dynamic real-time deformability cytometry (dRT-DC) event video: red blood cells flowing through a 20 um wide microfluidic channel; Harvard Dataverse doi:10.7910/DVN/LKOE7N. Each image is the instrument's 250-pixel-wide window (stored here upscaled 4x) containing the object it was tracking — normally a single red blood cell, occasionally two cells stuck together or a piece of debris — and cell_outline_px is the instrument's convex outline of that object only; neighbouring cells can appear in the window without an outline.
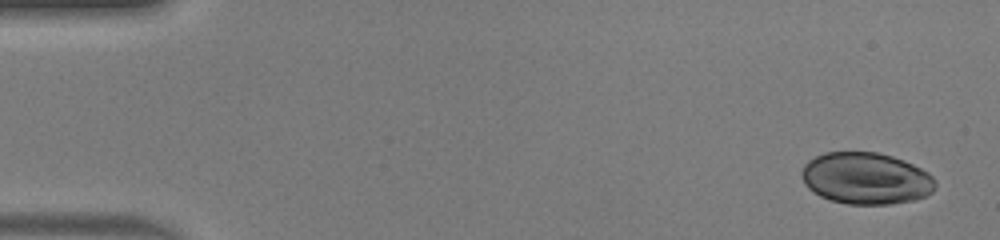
{"species": "human", "species_latin": "Homo sapiens", "temperature_condition": "warm", "stored_images_in_passage": 50, "camera_frame_rate_fps": 3000, "um_per_image_px": 0.085, "donor": {"sex": "male"}, "frame": {"image": 1, "passage_image": 3, "time_ms": 0.667, "image_size_px": [1000, 240], "cell_outline_px": [[936, 188], [932, 192], [916, 200], [888, 204], [848, 204], [832, 200], [820, 196], [808, 188], [804, 184], [800, 172], [804, 164], [808, 160], [824, 152], [876, 152], [892, 156], [904, 160], [928, 172], [936, 180]], "centroid_in_image_um": [73.6, 15.16], "position_along_channel_um": 11.4, "area_um2": 40.52}}
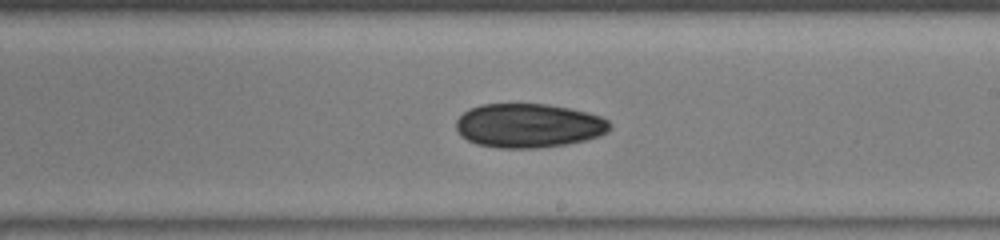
{"frame": {"image": 2, "passage_image": 30, "time_ms": 9.667, "image_size_px": [1000, 240], "cell_outline_px": [[612, 124], [608, 132], [600, 136], [568, 144], [536, 148], [496, 148], [476, 144], [460, 136], [456, 128], [456, 120], [468, 108], [480, 104], [548, 104], [588, 112], [600, 116], [608, 120]], "centroid_in_image_um": [44.92, 10.68], "position_along_channel_um": 244.1, "area_um2": 39.82}}
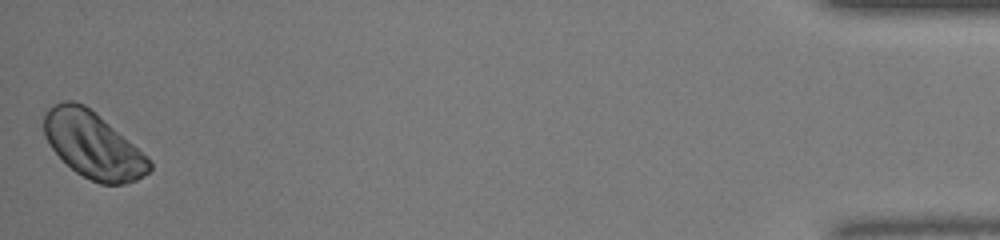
{"frame": {"image": 3, "passage_image": 50, "time_ms": 16.333, "image_size_px": [1000, 240], "cell_outline_px": [[152, 168], [144, 176], [136, 180], [124, 184], [100, 184], [76, 172], [52, 148], [44, 132], [44, 116], [48, 108], [64, 100], [72, 100], [84, 104], [96, 112], [148, 156], [152, 160]], "centroid_in_image_um": [7.95, 12.32], "position_along_channel_um": 427.3, "area_um2": 40.46}, "authors_computed_cell_mechanics": {"area_um2": 39.7664, "velocity_mm_per_s": 4.1389, "shape_relaxation_time_tau1_ms": 3.1722, "shape_relaxation_time_tau2_ms": null, "deformation_change_tau1": 0.0555, "deformation_change_tau2": null}}